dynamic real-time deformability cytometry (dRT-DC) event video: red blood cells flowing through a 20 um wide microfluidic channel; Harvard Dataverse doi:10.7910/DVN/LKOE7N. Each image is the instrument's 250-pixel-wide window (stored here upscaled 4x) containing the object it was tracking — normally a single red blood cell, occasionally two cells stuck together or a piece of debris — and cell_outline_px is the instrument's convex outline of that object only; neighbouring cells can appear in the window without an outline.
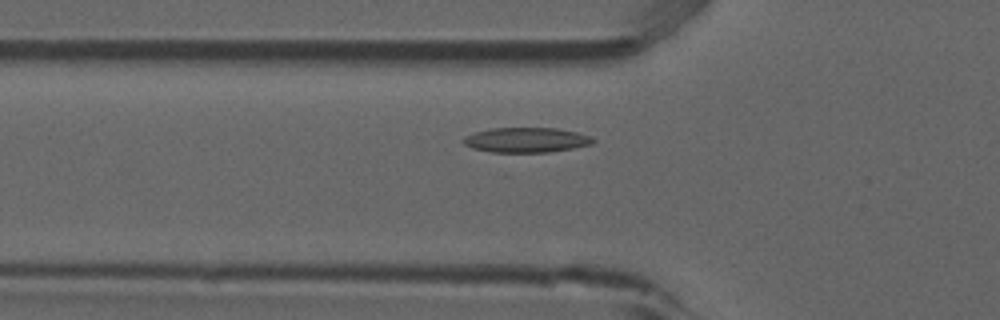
{"species": "common noctule bat (a hibernating species)", "species_latin": "Nyctalus noctula", "temperature_condition": "room temperature", "stored_images_in_passage": 50, "camera_frame_rate_fps": 3000, "um_per_image_px": 0.085, "animal": {"sex": "male", "forearm_length_mm": 52.5}, "frame": {"image": 1, "passage_image": 15, "time_ms": 4.667, "image_size_px": [1000, 320], "cell_outline_px": [[596, 140], [592, 144], [572, 148], [548, 152], [488, 152], [472, 148], [464, 144], [460, 140], [464, 136], [476, 132], [492, 128], [556, 128], [576, 132], [592, 136]], "centroid_in_image_um": [44.71, 11.9], "position_along_channel_um": 81.1, "area_um2": 18.9}}
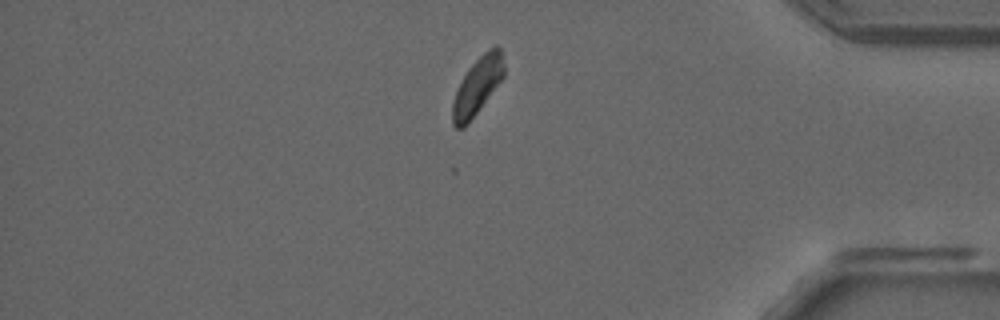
{"frame": {"image": 2, "passage_image": 42, "time_ms": 13.667, "image_size_px": [1000, 320], "cell_outline_px": [[504, 76], [464, 128], [456, 128], [452, 124], [452, 104], [456, 92], [468, 68], [488, 48], [496, 44], [504, 52]], "centroid_in_image_um": [40.6, 7.26], "position_along_channel_um": 394.6, "area_um2": 16.94}}
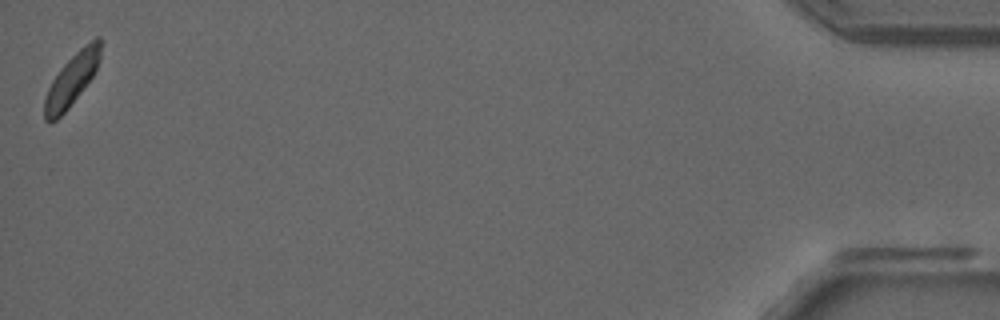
{"frame": {"image": 3, "passage_image": 50, "time_ms": 16.333, "image_size_px": [1000, 320], "cell_outline_px": [[104, 40], [100, 60], [92, 76], [68, 108], [56, 120], [48, 124], [44, 120], [44, 100], [48, 88], [52, 80], [60, 68], [80, 48], [96, 36], [100, 36]], "centroid_in_image_um": [6.12, 6.73], "position_along_channel_um": 429.1, "area_um2": 16.99}, "authors_computed_cell_mechanics": {"area_um2": 18.5827, "velocity_mm_per_s": 3.8227, "shape_relaxation_time_tau1_ms": null, "shape_relaxation_time_tau2_ms": 2.5093, "deformation_change_tau1": null, "deformation_change_tau2": 0.1136}}